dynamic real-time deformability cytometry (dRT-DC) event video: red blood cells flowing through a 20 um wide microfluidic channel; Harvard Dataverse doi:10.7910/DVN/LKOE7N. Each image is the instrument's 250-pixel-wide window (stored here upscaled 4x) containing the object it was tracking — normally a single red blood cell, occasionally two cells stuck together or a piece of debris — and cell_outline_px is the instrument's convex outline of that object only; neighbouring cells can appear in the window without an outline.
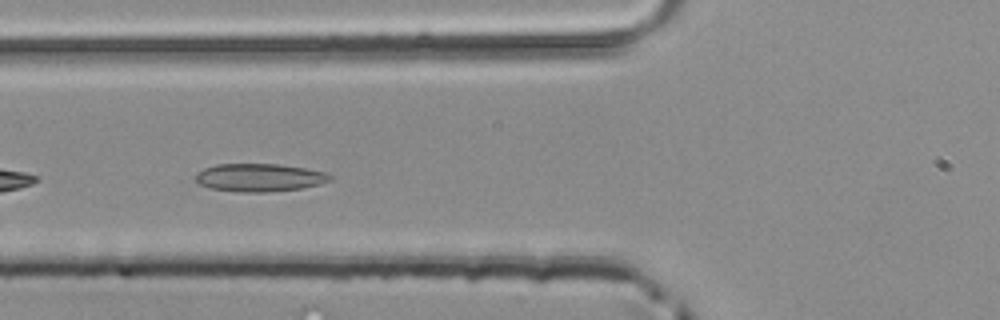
{"species": "common noctule bat (a hibernating species)", "species_latin": "Nyctalus noctula", "temperature_condition": "room temperature", "stored_images_in_passage": 12, "camera_frame_rate_fps": 3000, "um_per_image_px": 0.085, "animal": {"sex": "male", "body_mass_g": 20.4}, "frame": {"image": 1, "passage_image": 4, "time_ms": 1.0, "image_size_px": [1000, 320], "cell_outline_px": [[332, 180], [320, 184], [300, 188], [264, 192], [240, 192], [212, 188], [200, 184], [196, 180], [196, 172], [204, 168], [216, 164], [280, 164], [304, 168], [324, 172], [332, 176]], "centroid_in_image_um": [22.04, 15.08], "position_along_channel_um": 103.8, "area_um2": 21.73}}
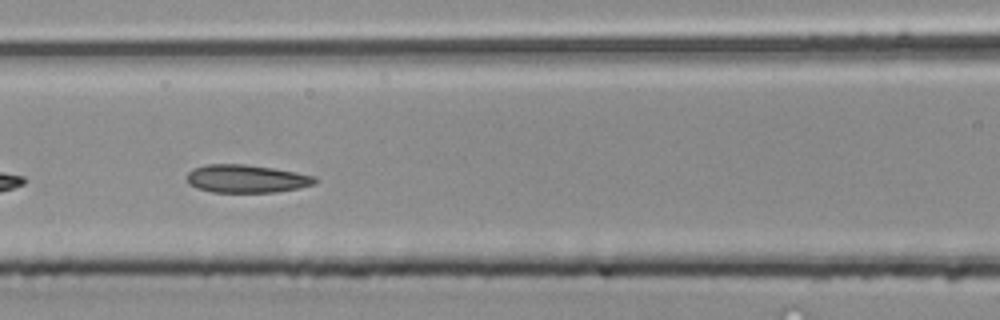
{"frame": {"image": 2, "passage_image": 7, "time_ms": 2.0, "image_size_px": [1000, 320], "cell_outline_px": [[316, 184], [300, 188], [276, 192], [212, 192], [196, 188], [188, 184], [188, 172], [192, 168], [208, 164], [244, 164], [272, 168], [296, 172], [316, 176]], "centroid_in_image_um": [20.95, 15.19], "position_along_channel_um": 145.6, "area_um2": 20.98}}
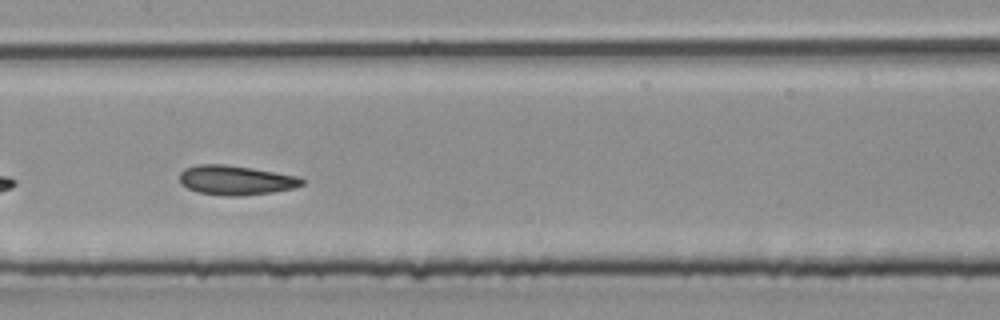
{"frame": {"image": 3, "passage_image": 10, "time_ms": 3.0, "image_size_px": [1000, 320], "cell_outline_px": [[304, 184], [292, 188], [272, 192], [240, 196], [220, 196], [200, 192], [188, 188], [180, 184], [180, 172], [184, 168], [200, 164], [224, 164], [252, 168], [300, 176], [304, 180]], "centroid_in_image_um": [20.04, 15.31], "position_along_channel_um": 187.4, "area_um2": 21.1}}